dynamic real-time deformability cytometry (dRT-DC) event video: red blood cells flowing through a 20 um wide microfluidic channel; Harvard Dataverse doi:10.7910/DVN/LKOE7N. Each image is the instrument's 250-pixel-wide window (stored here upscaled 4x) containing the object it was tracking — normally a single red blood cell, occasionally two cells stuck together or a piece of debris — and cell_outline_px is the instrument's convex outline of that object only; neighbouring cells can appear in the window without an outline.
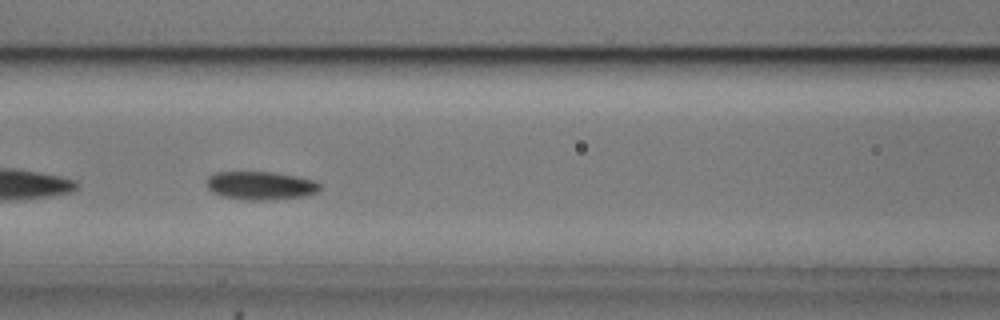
{"species": "common noctule bat (a hibernating species)", "species_latin": "Nyctalus noctula", "temperature_condition": "cold", "stored_images_in_passage": 48, "camera_frame_rate_fps": 3000, "um_per_image_px": 0.085, "animal": {"sex": "male", "body_mass_g": 20.5, "forearm_length_mm": 52.5}, "frame": {"image": 1, "passage_image": 21, "time_ms": 6.667, "image_size_px": [1000, 320], "cell_outline_px": [[320, 188], [316, 192], [304, 196], [272, 200], [248, 200], [220, 196], [212, 192], [208, 188], [208, 176], [216, 172], [272, 172], [296, 176], [316, 180], [320, 184]], "centroid_in_image_um": [22.16, 15.78], "position_along_channel_um": 144.4, "area_um2": 18.73}, "authors_computed_cell_mechanics": {"area_um2": 19.074, "velocity_mm_per_s": 3.6799, "shape_relaxation_time_tau1_ms": 1.7728, "shape_relaxation_time_tau2_ms": 7.3325, "deformation_change_tau1": 0.0628, "deformation_change_tau2": 0.1027}}